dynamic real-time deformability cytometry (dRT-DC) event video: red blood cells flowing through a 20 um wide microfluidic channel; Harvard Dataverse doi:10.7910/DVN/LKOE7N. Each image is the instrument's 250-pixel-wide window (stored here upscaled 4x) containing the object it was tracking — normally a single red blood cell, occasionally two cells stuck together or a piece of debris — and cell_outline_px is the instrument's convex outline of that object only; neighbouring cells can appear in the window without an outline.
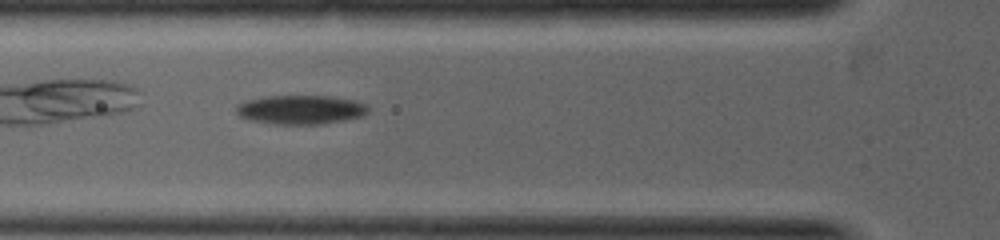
{"species": "common noctule bat (a hibernating species)", "species_latin": "Nyctalus noctula", "temperature_condition": "warm", "stored_images_in_passage": 5, "camera_frame_rate_fps": 5000, "um_per_image_px": 0.085, "animal": {"sex": "female", "body_mass_g": 19.0, "forearm_length_mm": 53.3}, "frame": {"image": 1, "passage_image": 5, "time_ms": 0.8, "image_size_px": [1000, 240], "cell_outline_px": [[368, 112], [364, 116], [324, 124], [276, 124], [252, 120], [240, 116], [236, 112], [236, 104], [244, 100], [268, 96], [328, 96], [352, 100], [364, 104], [368, 108]], "centroid_in_image_um": [25.53, 9.32], "position_along_channel_um": 100.3, "area_um2": 22.25}}